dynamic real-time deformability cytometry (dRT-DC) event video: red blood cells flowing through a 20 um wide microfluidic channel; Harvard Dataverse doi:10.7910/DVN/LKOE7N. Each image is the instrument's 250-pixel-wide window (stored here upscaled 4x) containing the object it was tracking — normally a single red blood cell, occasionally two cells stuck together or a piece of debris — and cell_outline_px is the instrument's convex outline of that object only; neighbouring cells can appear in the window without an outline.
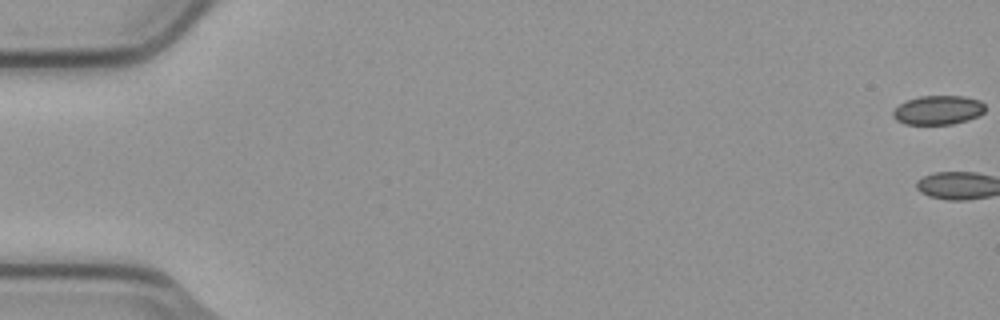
{"species": "common noctule bat (a hibernating species)", "species_latin": "Nyctalus noctula", "temperature_condition": "cold", "stored_images_in_passage": 7, "camera_frame_rate_fps": 3000, "um_per_image_px": 0.085, "animal": {"sex": "male", "body_mass_g": 23.1, "forearm_length_mm": 52.7}, "frame": {"image": 1, "passage_image": 1, "time_ms": 0.0, "image_size_px": [1000, 320], "cell_outline_px": [[984, 112], [968, 120], [952, 124], [904, 124], [896, 120], [892, 116], [892, 112], [900, 104], [908, 100], [920, 96], [964, 96], [980, 100], [984, 104]], "centroid_in_image_um": [79.73, 9.36], "position_along_channel_um": 5.3, "area_um2": 15.55}}